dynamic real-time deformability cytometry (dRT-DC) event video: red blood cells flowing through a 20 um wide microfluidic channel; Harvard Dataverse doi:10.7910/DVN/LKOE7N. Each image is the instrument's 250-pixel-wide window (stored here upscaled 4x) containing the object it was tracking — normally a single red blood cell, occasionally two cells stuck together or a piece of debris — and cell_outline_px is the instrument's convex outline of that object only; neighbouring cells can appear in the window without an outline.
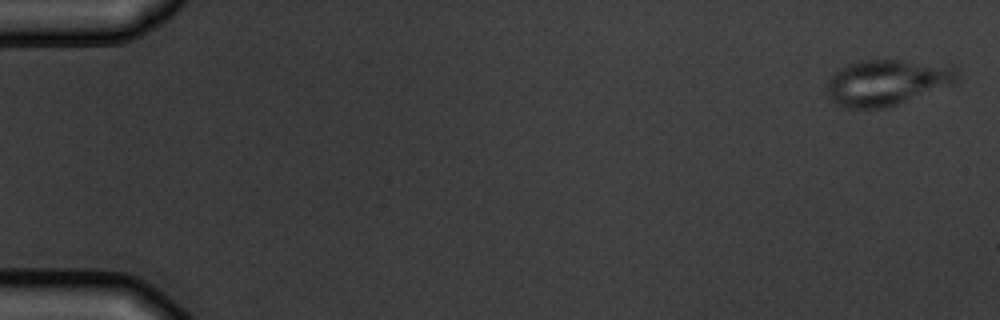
{"species": "common noctule bat (a hibernating species)", "species_latin": "Nyctalus noctula", "temperature_condition": "warm", "stored_images_in_passage": 6, "camera_frame_rate_fps": 3000, "um_per_image_px": 0.085, "animal": {"sex": "male", "body_mass_g": 19.5, "forearm_length_mm": 54.6}, "frame": {"image": 1, "passage_image": 1, "time_ms": 0.0, "image_size_px": [1000, 320], "cell_outline_px": [[960, 80], [956, 84], [884, 108], [848, 108], [836, 104], [828, 96], [828, 80], [832, 72], [848, 64], [860, 60], [900, 60], [956, 68], [960, 72]], "centroid_in_image_um": [75.38, 7.01], "position_along_channel_um": 9.6, "area_um2": 34.68}}